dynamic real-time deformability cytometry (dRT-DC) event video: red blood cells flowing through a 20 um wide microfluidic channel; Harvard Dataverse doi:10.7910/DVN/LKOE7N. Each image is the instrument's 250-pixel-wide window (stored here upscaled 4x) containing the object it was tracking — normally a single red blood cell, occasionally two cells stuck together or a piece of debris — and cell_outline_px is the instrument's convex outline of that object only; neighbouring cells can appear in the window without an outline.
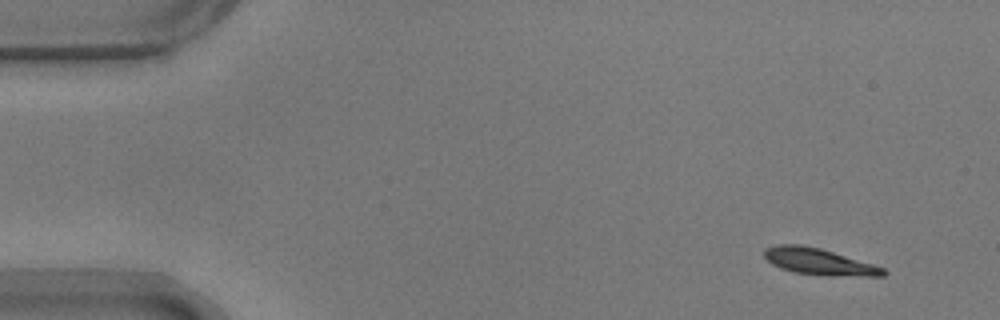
{"species": "common noctule bat (a hibernating species)", "species_latin": "Nyctalus noctula", "temperature_condition": "warm", "stored_images_in_passage": 52, "camera_frame_rate_fps": 3000, "um_per_image_px": 0.085, "animal": {"sex": "male", "body_mass_g": 17.9}, "frame": {"image": 1, "passage_image": 1, "time_ms": 0.0, "image_size_px": [1000, 320], "cell_outline_px": [[888, 272], [884, 276], [864, 276], [796, 272], [780, 268], [772, 264], [764, 256], [764, 248], [776, 244], [800, 244], [820, 248], [872, 264], [884, 268]], "centroid_in_image_um": [69.57, 22.2], "position_along_channel_um": 15.4, "area_um2": 17.8}}
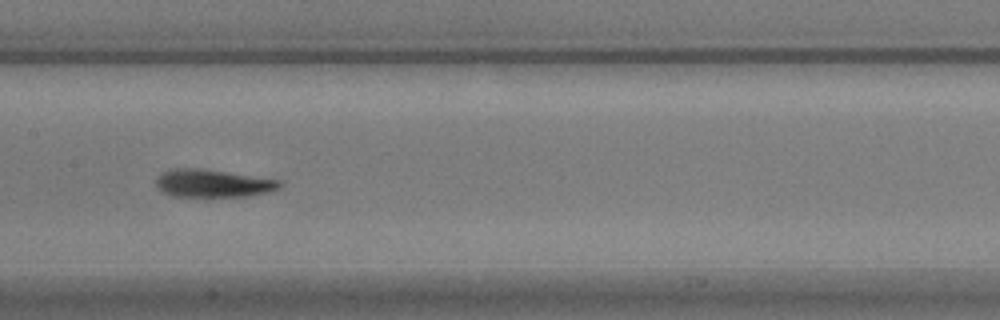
{"frame": {"image": 2, "passage_image": 24, "time_ms": 7.667, "image_size_px": [1000, 320], "cell_outline_px": [[280, 188], [268, 192], [248, 196], [172, 196], [160, 192], [156, 184], [156, 180], [164, 172], [172, 168], [200, 168], [280, 180]], "centroid_in_image_um": [18.07, 15.59], "position_along_channel_um": 189.3, "area_um2": 19.83}}
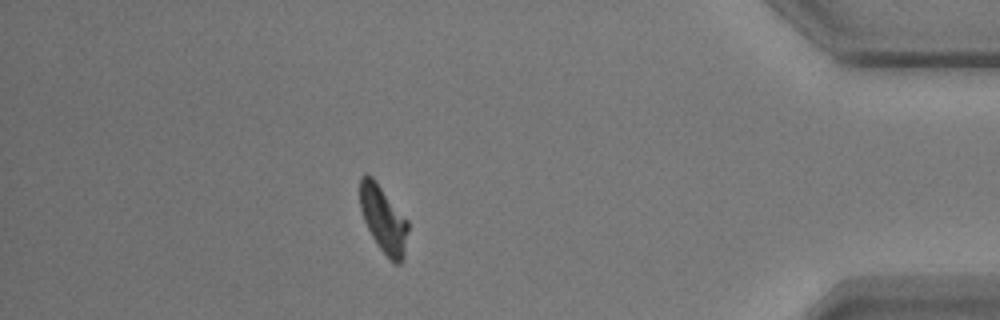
{"frame": {"image": 3, "passage_image": 45, "time_ms": 14.667, "image_size_px": [1000, 320], "cell_outline_px": [[408, 228], [404, 256], [400, 264], [392, 264], [388, 260], [376, 244], [364, 220], [360, 208], [360, 176], [364, 172], [372, 176], [376, 180], [408, 220]], "centroid_in_image_um": [32.59, 18.65], "position_along_channel_um": 402.6, "area_um2": 19.02}, "authors_computed_cell_mechanics": {"area_um2": 19.1607, "velocity_mm_per_s": 3.6569, "shape_relaxation_time_tau1_ms": 2.2321, "shape_relaxation_time_tau2_ms": 2.5332, "deformation_change_tau1": 0.1743, "deformation_change_tau2": 0.1148}}